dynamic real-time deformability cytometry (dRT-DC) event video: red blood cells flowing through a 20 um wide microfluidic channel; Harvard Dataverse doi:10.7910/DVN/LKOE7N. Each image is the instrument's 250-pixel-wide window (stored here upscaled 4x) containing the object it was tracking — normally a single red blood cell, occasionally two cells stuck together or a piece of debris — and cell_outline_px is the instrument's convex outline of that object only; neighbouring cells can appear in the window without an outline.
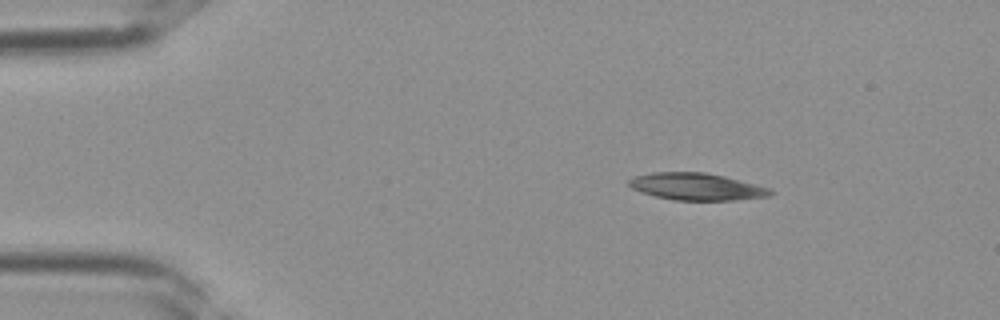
{"species": "Egyptian fruit bat (a non-hibernating species)", "species_latin": "Rousettus aegyptiacus", "temperature_condition": "room temperature", "stored_images_in_passage": 32, "camera_frame_rate_fps": 3000, "um_per_image_px": 0.085, "frame": {"image": 1, "passage_image": 1, "time_ms": 0.0, "image_size_px": [1000, 320], "cell_outline_px": [[772, 192], [768, 196], [732, 200], [672, 200], [640, 192], [632, 188], [628, 184], [628, 180], [632, 176], [652, 172], [704, 172], [724, 176], [768, 188]], "centroid_in_image_um": [59.11, 15.85], "position_along_channel_um": 25.9, "area_um2": 22.08}}
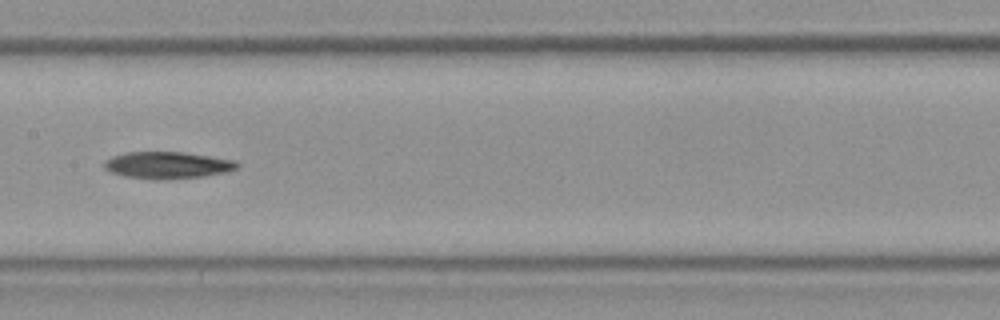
{"frame": {"image": 2, "passage_image": 14, "time_ms": 4.333, "image_size_px": [1000, 320], "cell_outline_px": [[240, 168], [228, 172], [204, 176], [128, 176], [112, 172], [104, 168], [104, 160], [112, 156], [124, 152], [184, 152], [236, 160], [240, 164]], "centroid_in_image_um": [14.31, 13.97], "position_along_channel_um": 193.1, "area_um2": 19.83}}
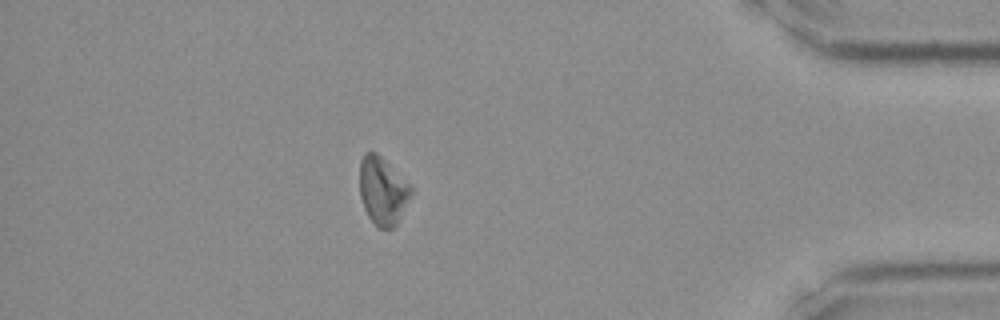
{"frame": {"image": 3, "passage_image": 28, "time_ms": 9.0, "image_size_px": [1000, 320], "cell_outline_px": [[412, 196], [396, 224], [392, 228], [380, 228], [368, 216], [364, 208], [360, 196], [360, 160], [364, 152], [376, 152], [412, 188]], "centroid_in_image_um": [32.51, 16.22], "position_along_channel_um": 402.7, "area_um2": 19.88}}